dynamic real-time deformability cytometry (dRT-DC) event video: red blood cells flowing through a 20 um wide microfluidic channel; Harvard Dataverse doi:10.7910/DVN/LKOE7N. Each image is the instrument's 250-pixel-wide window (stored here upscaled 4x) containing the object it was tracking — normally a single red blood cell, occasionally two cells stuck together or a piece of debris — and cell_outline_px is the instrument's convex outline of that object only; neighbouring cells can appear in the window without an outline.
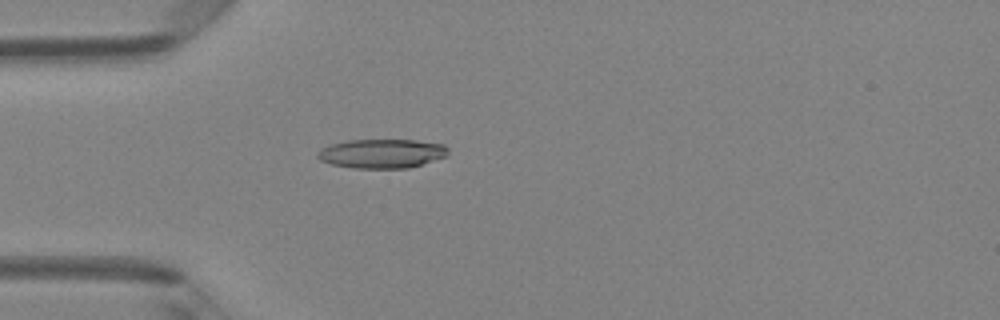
{"species": "Egyptian fruit bat (a non-hibernating species)", "species_latin": "Rousettus aegyptiacus", "temperature_condition": "room temperature", "stored_images_in_passage": 48, "camera_frame_rate_fps": 3000, "um_per_image_px": 0.085, "animal": {"sex": "female"}, "frame": {"image": 1, "passage_image": 14, "time_ms": 4.333, "image_size_px": [1000, 320], "cell_outline_px": [[448, 152], [444, 156], [408, 168], [352, 168], [332, 164], [320, 160], [316, 156], [316, 152], [320, 148], [332, 144], [348, 140], [416, 140], [444, 144], [448, 148]], "centroid_in_image_um": [32.4, 13.04], "position_along_channel_um": 52.6, "area_um2": 22.02}}
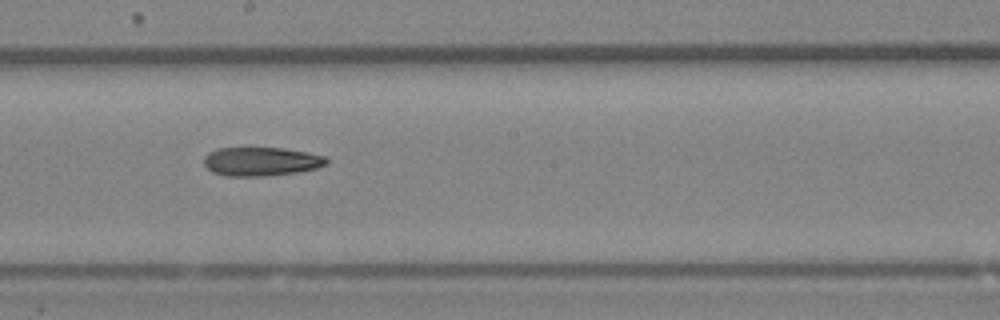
{"frame": {"image": 2, "passage_image": 27, "time_ms": 8.667, "image_size_px": [1000, 320], "cell_outline_px": [[328, 164], [316, 168], [296, 172], [264, 176], [224, 176], [212, 172], [204, 164], [204, 156], [208, 152], [216, 148], [284, 148], [308, 152], [324, 156], [328, 160]], "centroid_in_image_um": [22.18, 13.72], "position_along_channel_um": 226.0, "area_um2": 20.63}}
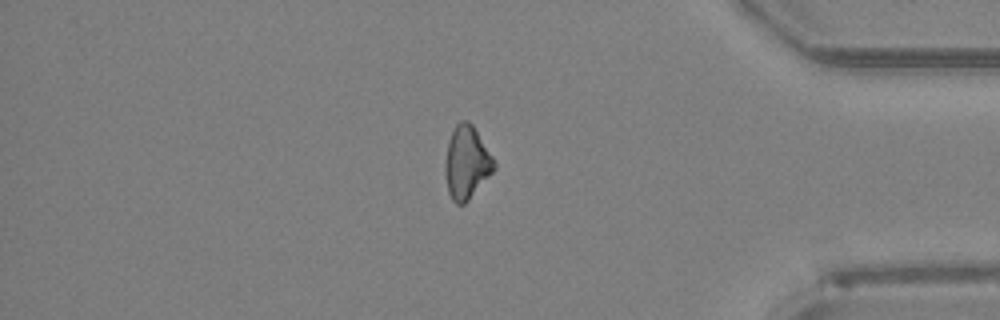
{"frame": {"image": 3, "passage_image": 41, "time_ms": 13.333, "image_size_px": [1000, 320], "cell_outline_px": [[496, 168], [468, 200], [464, 204], [456, 204], [452, 200], [448, 192], [444, 172], [444, 164], [448, 140], [456, 124], [460, 120], [468, 120], [472, 124], [492, 156], [496, 164]], "centroid_in_image_um": [39.64, 13.81], "position_along_channel_um": 395.6, "area_um2": 20.75}, "authors_computed_cell_mechanics": {"area_um2": 21.0103, "velocity_mm_per_s": 4.2222, "shape_relaxation_time_tau1_ms": 5.4054, "shape_relaxation_time_tau2_ms": null, "deformation_change_tau1": 0.1482, "deformation_change_tau2": null}}